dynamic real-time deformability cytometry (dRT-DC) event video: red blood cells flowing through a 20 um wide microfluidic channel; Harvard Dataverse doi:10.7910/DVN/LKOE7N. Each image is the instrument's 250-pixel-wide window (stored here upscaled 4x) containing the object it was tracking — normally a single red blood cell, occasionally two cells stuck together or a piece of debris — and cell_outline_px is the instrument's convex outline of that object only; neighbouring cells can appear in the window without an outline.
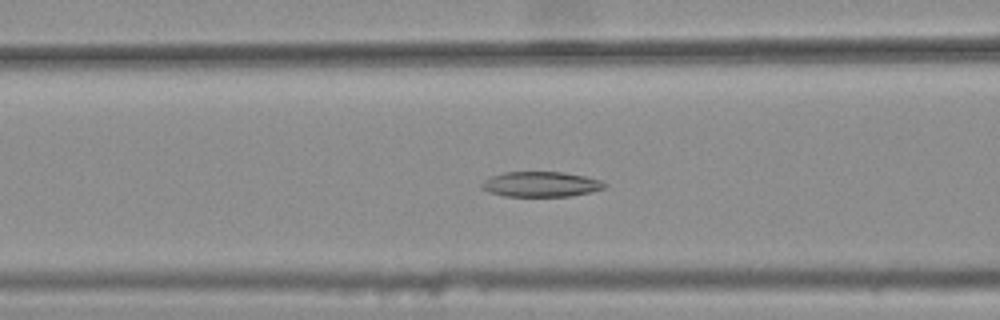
{"species": "common noctule bat (a hibernating species)", "species_latin": "Nyctalus noctula", "temperature_condition": "warm", "stored_images_in_passage": 45, "camera_frame_rate_fps": 3000, "um_per_image_px": 0.085, "animal": {"sex": "female", "body_mass_g": 25.1}, "frame": {"image": 1, "passage_image": 21, "time_ms": 6.667, "image_size_px": [1000, 320], "cell_outline_px": [[608, 184], [604, 188], [592, 192], [568, 196], [504, 196], [488, 192], [480, 188], [480, 184], [484, 180], [492, 176], [504, 172], [564, 172], [584, 176], [600, 180]], "centroid_in_image_um": [45.96, 15.66], "position_along_channel_um": 120.6, "area_um2": 18.09}}
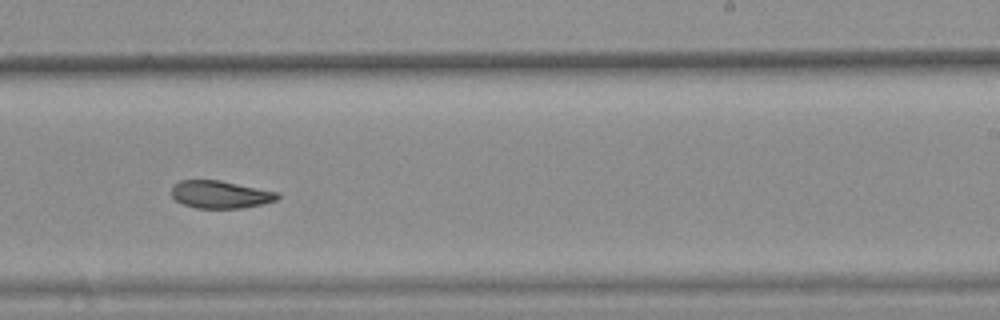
{"frame": {"image": 2, "passage_image": 33, "time_ms": 10.667, "image_size_px": [1000, 320], "cell_outline_px": [[280, 196], [276, 200], [264, 204], [240, 208], [196, 208], [184, 204], [176, 200], [172, 196], [172, 184], [180, 180], [220, 180], [280, 192]], "centroid_in_image_um": [18.75, 16.52], "position_along_channel_um": 270.3, "area_um2": 17.17}}
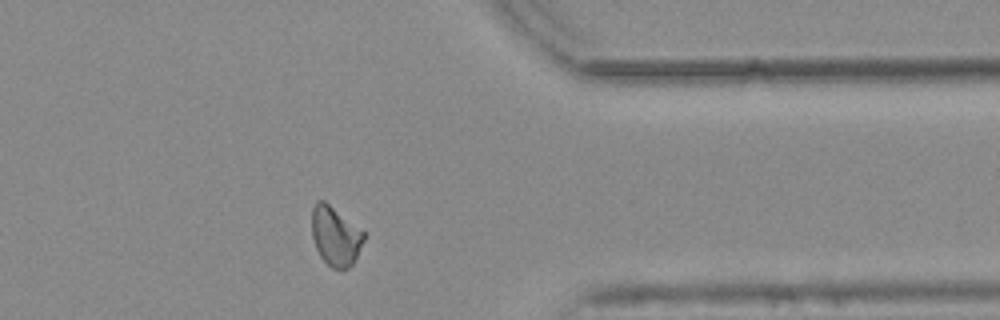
{"frame": {"image": 3, "passage_image": 43, "time_ms": 14.0, "image_size_px": [1000, 320], "cell_outline_px": [[364, 240], [352, 264], [348, 268], [332, 268], [320, 256], [316, 248], [312, 236], [312, 208], [316, 200], [324, 200], [364, 232]], "centroid_in_image_um": [28.48, 20.05], "position_along_channel_um": 382.9, "area_um2": 17.63}, "authors_computed_cell_mechanics": {"area_um2": 18.7272, "velocity_mm_per_s": 3.752, "shape_relaxation_time_tau1_ms": null, "shape_relaxation_time_tau2_ms": 6.1867, "deformation_change_tau1": null, "deformation_change_tau2": 0.1198}}